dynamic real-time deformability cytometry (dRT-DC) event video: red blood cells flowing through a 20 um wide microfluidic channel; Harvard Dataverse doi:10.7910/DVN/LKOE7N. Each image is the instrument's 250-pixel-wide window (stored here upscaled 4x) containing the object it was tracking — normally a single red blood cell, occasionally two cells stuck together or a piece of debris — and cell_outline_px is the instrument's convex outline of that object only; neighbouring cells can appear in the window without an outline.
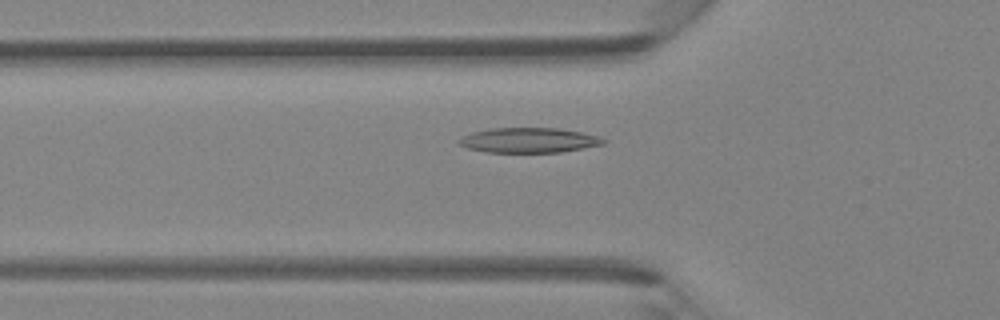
{"species": "Egyptian fruit bat (a non-hibernating species)", "species_latin": "Rousettus aegyptiacus", "temperature_condition": "room temperature", "stored_images_in_passage": 29, "camera_frame_rate_fps": 3000, "um_per_image_px": 0.085, "animal": {"sex": "female"}, "frame": {"image": 1, "passage_image": 2, "time_ms": 0.333, "image_size_px": [1000, 320], "cell_outline_px": [[608, 140], [604, 144], [560, 152], [484, 152], [468, 148], [460, 144], [460, 140], [464, 136], [472, 132], [492, 128], [560, 128], [600, 136]], "centroid_in_image_um": [45.01, 11.91], "position_along_channel_um": 80.8, "area_um2": 20.87}}
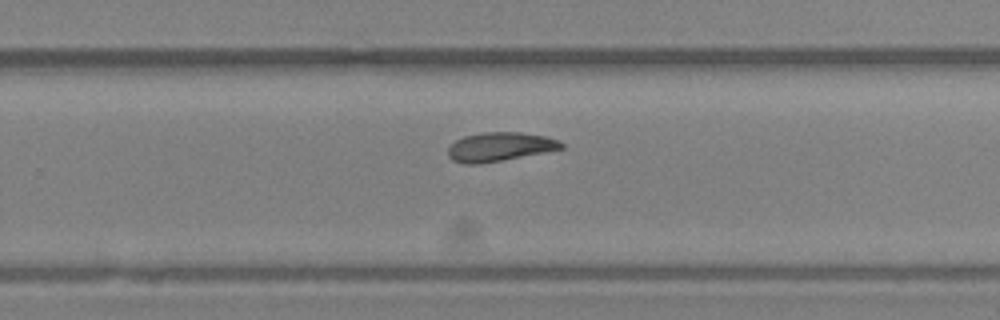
{"frame": {"image": 2, "passage_image": 16, "time_ms": 5.0, "image_size_px": [1000, 320], "cell_outline_px": [[564, 148], [544, 152], [480, 164], [464, 164], [452, 160], [448, 156], [448, 148], [456, 140], [464, 136], [484, 132], [520, 132], [544, 136], [556, 140], [564, 144]], "centroid_in_image_um": [42.44, 12.48], "position_along_channel_um": 287.4, "area_um2": 18.9}}
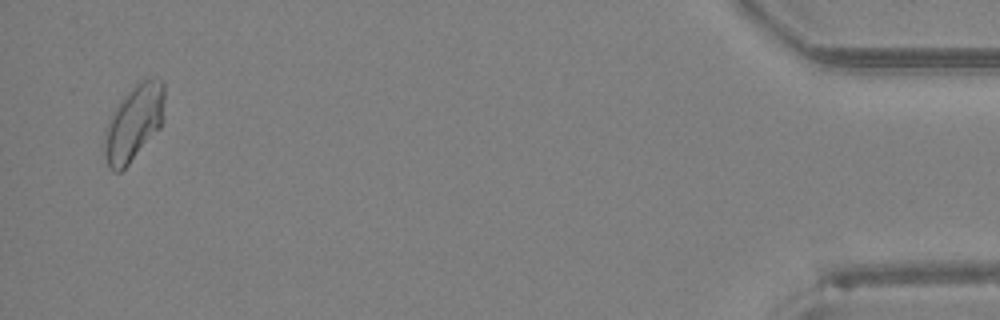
{"frame": {"image": 3, "passage_image": 28, "time_ms": 9.0, "image_size_px": [1000, 320], "cell_outline_px": [[164, 120], [160, 128], [128, 164], [120, 172], [112, 172], [108, 168], [104, 152], [104, 132], [108, 120], [112, 112], [120, 100], [140, 80], [148, 76], [156, 76], [164, 80]], "centroid_in_image_um": [11.39, 10.4], "position_along_channel_um": 423.8, "area_um2": 26.99}}